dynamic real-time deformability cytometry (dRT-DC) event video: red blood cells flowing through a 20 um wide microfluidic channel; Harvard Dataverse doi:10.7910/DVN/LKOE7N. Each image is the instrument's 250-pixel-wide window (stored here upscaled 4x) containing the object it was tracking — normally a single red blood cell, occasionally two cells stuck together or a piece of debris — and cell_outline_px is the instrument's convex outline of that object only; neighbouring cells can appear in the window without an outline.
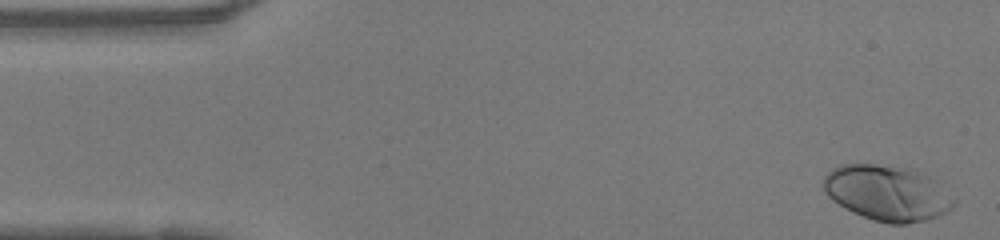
{"species": "human", "species_latin": "Homo sapiens", "temperature_condition": "warm", "stored_images_in_passage": 39, "camera_frame_rate_fps": 3000, "um_per_image_px": 0.085, "donor": {"sex": "female"}, "frame": {"image": 1, "passage_image": 1, "time_ms": 0.0, "image_size_px": [1000, 240], "cell_outline_px": [[956, 204], [952, 208], [936, 216], [924, 220], [904, 224], [888, 224], [872, 220], [852, 212], [844, 208], [832, 200], [824, 192], [820, 184], [824, 176], [832, 168], [840, 164], [876, 164], [916, 168], [924, 172], [956, 200]], "centroid_in_image_um": [75.36, 16.38], "position_along_channel_um": 9.6, "area_um2": 42.6}}
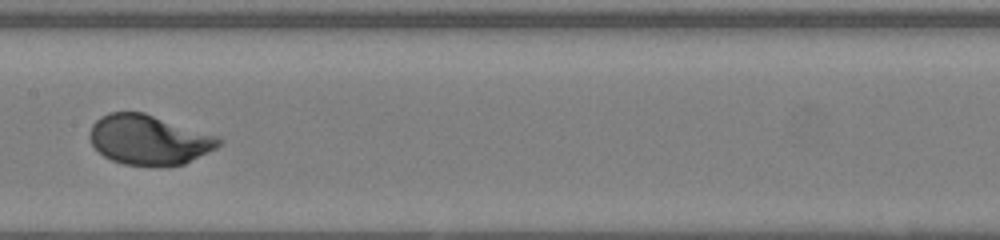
{"frame": {"image": 2, "passage_image": 23, "time_ms": 7.333, "image_size_px": [1000, 240], "cell_outline_px": [[224, 140], [216, 148], [184, 164], [160, 168], [156, 168], [124, 164], [112, 160], [104, 156], [92, 144], [88, 136], [88, 132], [92, 124], [100, 116], [108, 112], [144, 112], [220, 136]], "centroid_in_image_um": [12.67, 11.89], "position_along_channel_um": 194.7, "area_um2": 38.21}}
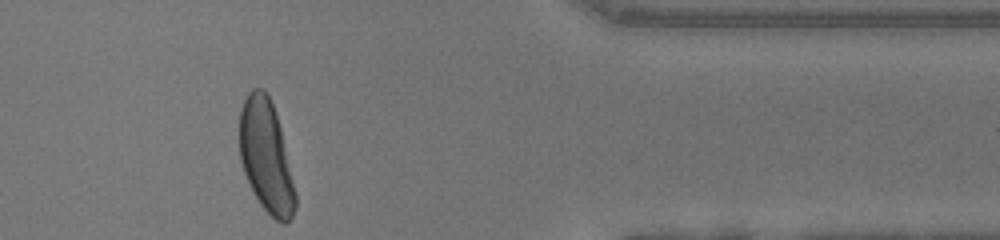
{"frame": {"image": 3, "passage_image": 39, "time_ms": 12.667, "image_size_px": [1000, 240], "cell_outline_px": [[296, 208], [292, 216], [284, 224], [276, 220], [260, 204], [252, 192], [244, 172], [240, 160], [240, 108], [248, 92], [252, 88], [264, 88], [268, 92], [280, 128], [296, 192]], "centroid_in_image_um": [22.61, 13.29], "position_along_channel_um": 388.8, "area_um2": 36.3}, "authors_computed_cell_mechanics": {"area_um2": 37.5122, "velocity_mm_per_s": 4.1365, "shape_relaxation_time_tau1_ms": 2.1821, "shape_relaxation_time_tau2_ms": null, "deformation_change_tau1": 0.1707, "deformation_change_tau2": null}}